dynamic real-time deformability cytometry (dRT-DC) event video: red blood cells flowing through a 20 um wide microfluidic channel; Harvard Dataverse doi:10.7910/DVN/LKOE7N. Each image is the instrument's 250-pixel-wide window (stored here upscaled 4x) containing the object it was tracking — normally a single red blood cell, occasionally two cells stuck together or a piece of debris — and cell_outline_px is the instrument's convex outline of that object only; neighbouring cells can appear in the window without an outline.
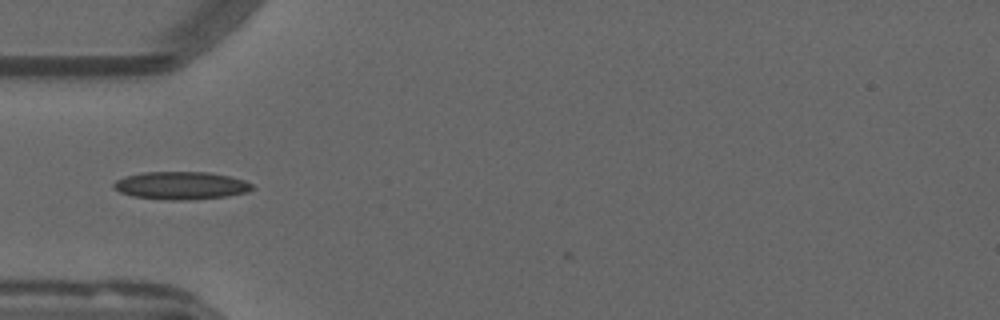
{"species": "common noctule bat (a hibernating species)", "species_latin": "Nyctalus noctula", "temperature_condition": "warm", "stored_images_in_passage": 40, "camera_frame_rate_fps": 3000, "um_per_image_px": 0.085, "animal": {"sex": "male", "forearm_length_mm": 52.5}, "frame": {"image": 1, "passage_image": 4, "time_ms": 1.0, "image_size_px": [1000, 320], "cell_outline_px": [[252, 188], [248, 192], [224, 196], [188, 200], [168, 200], [132, 196], [120, 192], [112, 188], [112, 184], [116, 180], [124, 176], [144, 172], [208, 172], [228, 176], [244, 180], [252, 184]], "centroid_in_image_um": [15.33, 15.77], "position_along_channel_um": 69.7, "area_um2": 22.37}}
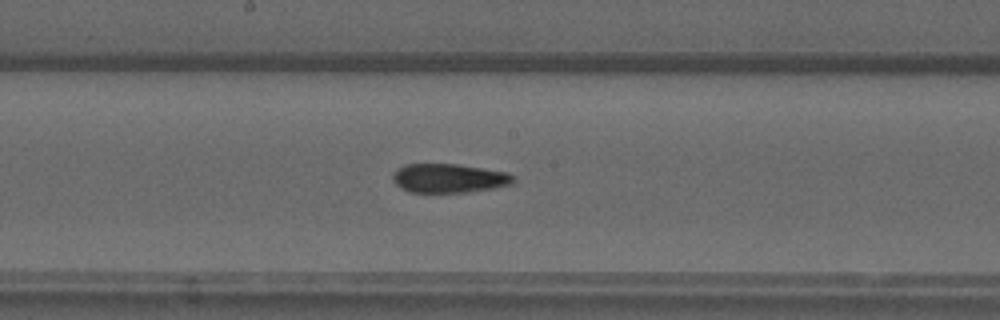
{"frame": {"image": 2, "passage_image": 15, "time_ms": 4.667, "image_size_px": [1000, 320], "cell_outline_px": [[516, 180], [512, 184], [496, 188], [468, 192], [408, 192], [400, 188], [392, 180], [392, 176], [396, 168], [404, 164], [456, 164], [508, 172], [516, 176]], "centroid_in_image_um": [38.17, 15.15], "position_along_channel_um": 210.0, "area_um2": 20.69}}
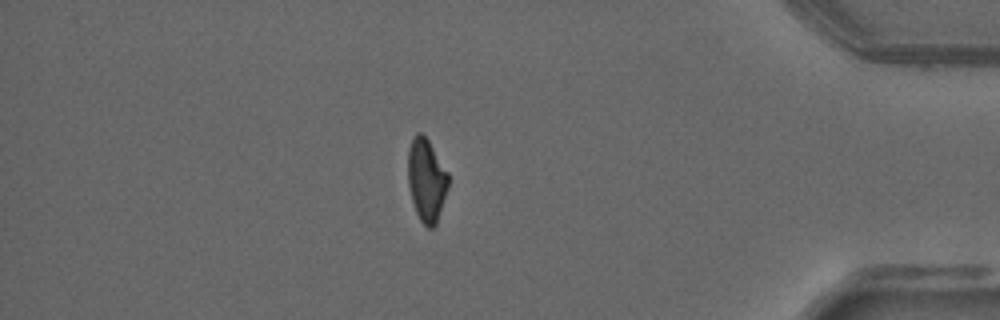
{"frame": {"image": 3, "passage_image": 33, "time_ms": 10.667, "image_size_px": [1000, 320], "cell_outline_px": [[448, 188], [436, 224], [432, 228], [428, 228], [420, 220], [416, 212], [412, 200], [408, 184], [408, 148], [416, 132], [420, 132], [428, 140], [448, 172]], "centroid_in_image_um": [36.24, 15.3], "position_along_channel_um": 399.0, "area_um2": 19.36}, "authors_computed_cell_mechanics": {"area_um2": 20.4901, "velocity_mm_per_s": 3.8156, "shape_relaxation_time_tau1_ms": null, "shape_relaxation_time_tau2_ms": 2.3111, "deformation_change_tau1": null, "deformation_change_tau2": 0.0934}}